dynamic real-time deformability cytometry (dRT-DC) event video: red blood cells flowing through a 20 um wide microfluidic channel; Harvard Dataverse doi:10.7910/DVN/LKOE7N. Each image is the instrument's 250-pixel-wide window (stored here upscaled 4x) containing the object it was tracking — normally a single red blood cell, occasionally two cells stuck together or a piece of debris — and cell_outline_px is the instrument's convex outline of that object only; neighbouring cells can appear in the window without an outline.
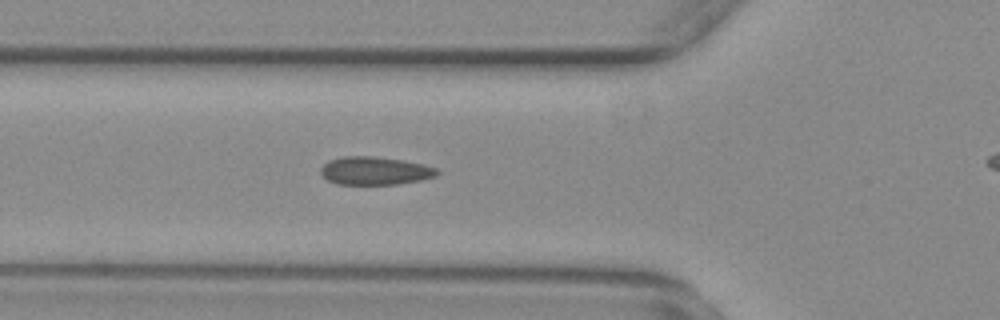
{"species": "common noctule bat (a hibernating species)", "species_latin": "Nyctalus noctula", "temperature_condition": "warm", "stored_images_in_passage": 32, "camera_frame_rate_fps": 3000, "um_per_image_px": 0.085, "animal": {"sex": "female", "body_mass_g": 29.2, "forearm_length_mm": 56.3}, "frame": {"image": 1, "passage_image": 4, "time_ms": 1.0, "image_size_px": [1000, 320], "cell_outline_px": [[440, 172], [436, 176], [420, 180], [396, 184], [336, 184], [328, 180], [320, 172], [320, 168], [328, 160], [344, 156], [372, 156], [400, 160], [420, 164], [436, 168]], "centroid_in_image_um": [31.83, 14.52], "position_along_channel_um": 94.0, "area_um2": 18.84}}
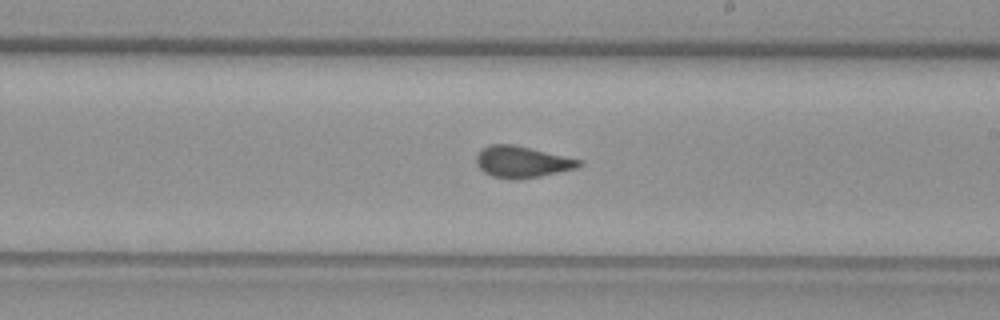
{"frame": {"image": 2, "passage_image": 16, "time_ms": 5.0, "image_size_px": [1000, 320], "cell_outline_px": [[584, 164], [576, 168], [540, 176], [520, 180], [512, 180], [492, 176], [484, 172], [476, 164], [476, 156], [480, 148], [492, 144], [512, 144], [584, 160]], "centroid_in_image_um": [44.37, 13.76], "position_along_channel_um": 244.6, "area_um2": 19.02}}
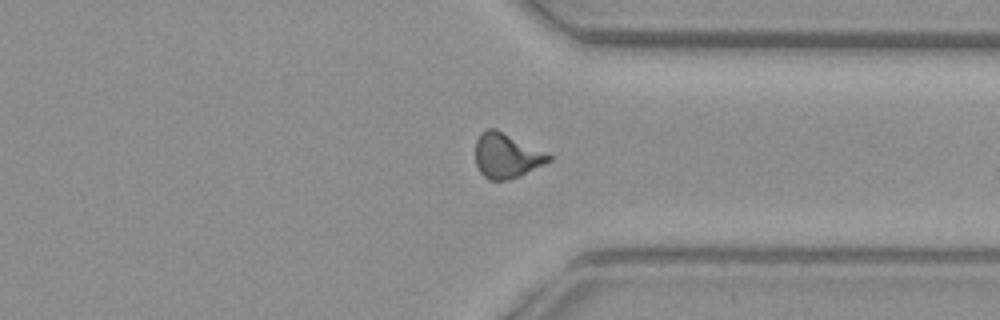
{"frame": {"image": 3, "passage_image": 26, "time_ms": 8.333, "image_size_px": [1000, 320], "cell_outline_px": [[552, 160], [520, 176], [508, 180], [488, 180], [480, 172], [476, 164], [476, 140], [480, 132], [488, 128], [496, 128], [552, 156]], "centroid_in_image_um": [43.02, 13.24], "position_along_channel_um": 368.4, "area_um2": 19.02}}